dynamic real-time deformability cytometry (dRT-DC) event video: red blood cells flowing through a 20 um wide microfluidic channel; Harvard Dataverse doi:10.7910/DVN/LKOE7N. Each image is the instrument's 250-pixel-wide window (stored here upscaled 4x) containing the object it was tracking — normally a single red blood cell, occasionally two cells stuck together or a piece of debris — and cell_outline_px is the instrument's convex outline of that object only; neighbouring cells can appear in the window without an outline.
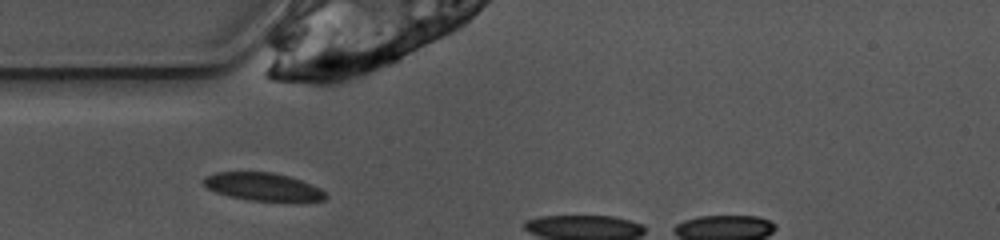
{"species": "common noctule bat (a hibernating species)", "species_latin": "Nyctalus noctula", "temperature_condition": "warm", "stored_images_in_passage": 4, "camera_frame_rate_fps": 3000, "um_per_image_px": 0.085, "animal": {"sex": "female", "body_mass_g": 10.0, "forearm_length_mm": 53.1}, "frame": {"image": 1, "passage_image": 1, "time_ms": 0.0, "image_size_px": [1000, 240], "cell_outline_px": [[328, 196], [324, 200], [248, 200], [228, 196], [216, 192], [208, 188], [204, 184], [204, 176], [216, 172], [272, 172], [288, 176], [300, 180], [320, 188]], "centroid_in_image_um": [22.3, 15.86], "position_along_channel_um": 62.7, "area_um2": 19.42}}